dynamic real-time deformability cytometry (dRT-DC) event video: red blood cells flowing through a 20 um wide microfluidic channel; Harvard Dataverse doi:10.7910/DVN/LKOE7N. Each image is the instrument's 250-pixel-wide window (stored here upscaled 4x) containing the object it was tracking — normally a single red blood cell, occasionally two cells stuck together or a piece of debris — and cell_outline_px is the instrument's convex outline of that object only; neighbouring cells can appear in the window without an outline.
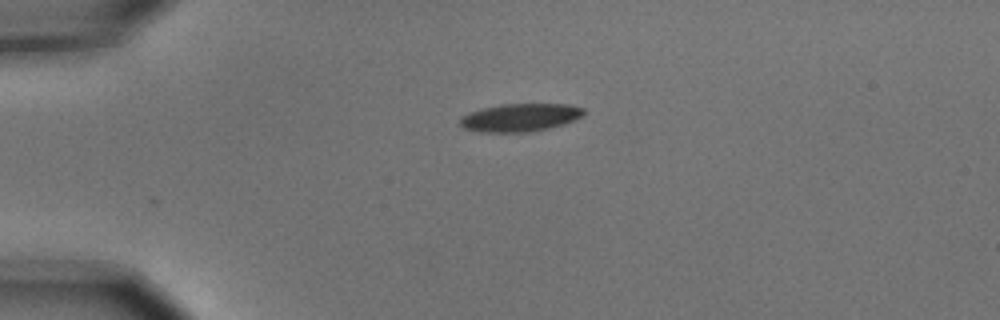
{"species": "common noctule bat (a hibernating species)", "species_latin": "Nyctalus noctula", "temperature_condition": "cold", "stored_images_in_passage": 2, "camera_frame_rate_fps": 3000, "um_per_image_px": 0.085, "animal": {"sex": "male", "body_mass_g": 15.6}, "frame": {"image": 1, "passage_image": 1, "time_ms": 0.0, "image_size_px": [1000, 320], "cell_outline_px": [[584, 112], [580, 116], [564, 124], [548, 128], [528, 132], [480, 132], [464, 128], [460, 124], [460, 116], [468, 112], [480, 108], [500, 104], [568, 104], [584, 108]], "centroid_in_image_um": [44.15, 9.98], "position_along_channel_um": 40.9, "area_um2": 20.17}}